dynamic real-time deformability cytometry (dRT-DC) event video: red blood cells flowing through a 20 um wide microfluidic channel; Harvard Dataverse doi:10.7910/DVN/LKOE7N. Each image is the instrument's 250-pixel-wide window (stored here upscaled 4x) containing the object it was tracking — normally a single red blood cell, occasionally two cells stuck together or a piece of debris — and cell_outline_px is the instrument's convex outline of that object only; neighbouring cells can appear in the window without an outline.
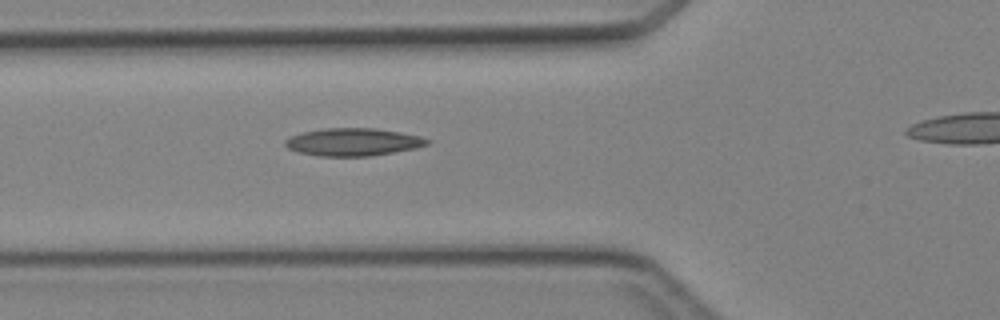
{"species": "Egyptian fruit bat (a non-hibernating species)", "species_latin": "Rousettus aegyptiacus", "temperature_condition": "cold", "stored_images_in_passage": 4, "segment_of_instrument_passage": [1, 2], "camera_frame_rate_fps": 3000, "um_per_image_px": 0.085, "animal": {"sex": "female"}, "frame": {"image": 1, "passage_image": 3, "time_ms": 3.333, "image_size_px": [1000, 320], "cell_outline_px": [[432, 140], [428, 144], [416, 148], [372, 156], [316, 156], [300, 152], [288, 148], [284, 144], [284, 140], [292, 136], [304, 132], [324, 128], [376, 128], [400, 132], [420, 136]], "centroid_in_image_um": [30.04, 12.07], "position_along_channel_um": 95.8, "area_um2": 22.89}}